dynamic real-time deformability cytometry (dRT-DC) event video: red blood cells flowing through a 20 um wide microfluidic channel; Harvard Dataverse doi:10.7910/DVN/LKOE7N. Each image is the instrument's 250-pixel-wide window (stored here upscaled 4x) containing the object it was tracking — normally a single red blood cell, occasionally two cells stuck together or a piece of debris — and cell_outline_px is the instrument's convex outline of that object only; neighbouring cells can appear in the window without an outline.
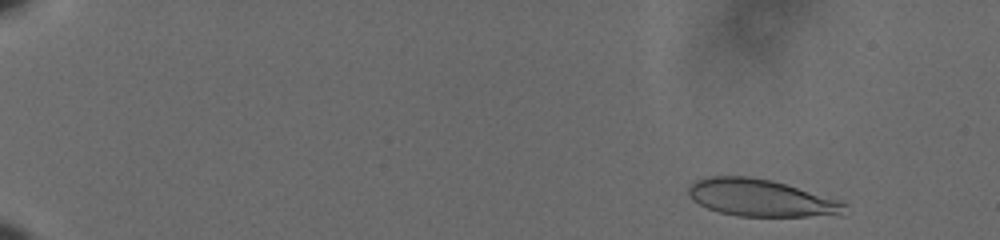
{"species": "human", "species_latin": "Homo sapiens", "temperature_condition": "cold", "stored_images_in_passage": 57, "camera_frame_rate_fps": 3000, "um_per_image_px": 0.085, "donor": {"sex": "male"}, "frame": {"image": 1, "passage_image": 4, "time_ms": 1.0, "image_size_px": [1000, 240], "cell_outline_px": [[848, 204], [840, 212], [808, 216], [736, 216], [720, 212], [708, 208], [700, 204], [688, 192], [688, 184], [696, 180], [708, 176], [748, 176], [772, 180], [840, 200]], "centroid_in_image_um": [64.6, 16.8], "position_along_channel_um": 20.4, "area_um2": 33.18}}
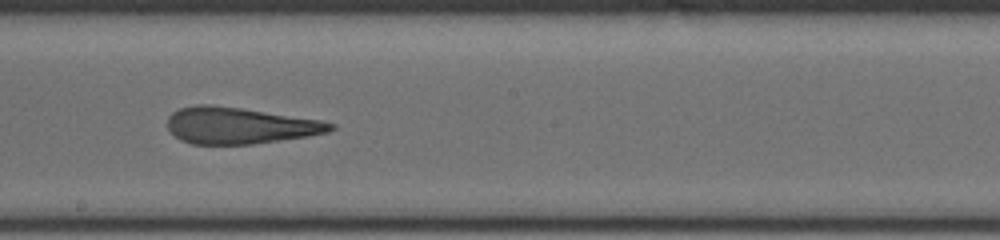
{"frame": {"image": 2, "passage_image": 34, "time_ms": 11.0, "image_size_px": [1000, 240], "cell_outline_px": [[336, 128], [328, 132], [308, 136], [252, 144], [192, 144], [180, 140], [168, 128], [168, 116], [172, 112], [180, 108], [196, 104], [208, 104], [240, 108], [320, 120], [336, 124]], "centroid_in_image_um": [20.35, 10.67], "position_along_channel_um": 227.8, "area_um2": 34.45}}
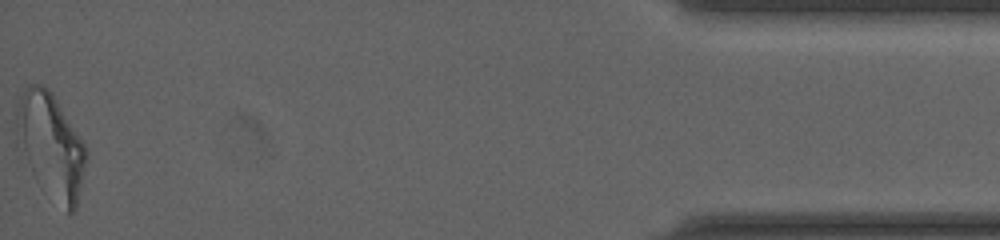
{"frame": {"image": 3, "passage_image": 57, "time_ms": 18.667, "image_size_px": [1000, 240], "cell_outline_px": [[88, 156], [76, 208], [72, 212], [68, 212], [28, 160], [16, 140], [16, 104], [20, 96], [28, 84], [44, 84], [52, 92], [80, 136], [88, 152]], "centroid_in_image_um": [4.35, 12.18], "position_along_channel_um": 430.8, "area_um2": 40.46}, "authors_computed_cell_mechanics": {"area_um2": 35.4314, "velocity_mm_per_s": 3.6208, "shape_relaxation_time_tau1_ms": 11.2845, "shape_relaxation_time_tau2_ms": 1.9267, "deformation_change_tau1": 0.2878, "deformation_change_tau2": 0.125}}